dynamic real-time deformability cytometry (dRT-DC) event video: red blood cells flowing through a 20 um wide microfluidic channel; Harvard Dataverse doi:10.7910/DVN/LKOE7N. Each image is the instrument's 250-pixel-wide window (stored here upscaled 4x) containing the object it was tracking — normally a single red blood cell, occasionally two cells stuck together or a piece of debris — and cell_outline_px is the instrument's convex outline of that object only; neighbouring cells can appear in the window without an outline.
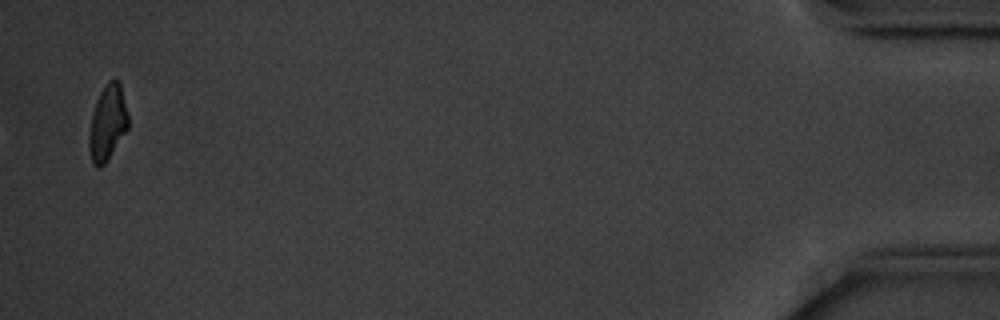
{"species": "common noctule bat (a hibernating species)", "species_latin": "Nyctalus noctula", "temperature_condition": "cold", "stored_images_in_passage": 12, "camera_frame_rate_fps": 3000, "um_per_image_px": 0.085, "animal": {"sex": "male", "body_mass_g": 20.1, "forearm_length_mm": 53.5}, "frame": {"image": 1, "passage_image": 12, "time_ms": 13.667, "image_size_px": [1000, 320], "cell_outline_px": [[128, 128], [104, 164], [100, 168], [96, 168], [92, 164], [88, 148], [88, 136], [92, 112], [96, 100], [100, 92], [108, 80], [120, 80], [128, 112]], "centroid_in_image_um": [9.13, 10.43], "position_along_channel_um": 426.1, "area_um2": 17.4}, "authors_computed_cell_mechanics": {"area_um2": 16.5886, "velocity_mm_per_s": 3.5393, "shape_relaxation_time_tau1_ms": 2.6137, "shape_relaxation_time_tau2_ms": null, "deformation_change_tau1": 0.1051, "deformation_change_tau2": null}}